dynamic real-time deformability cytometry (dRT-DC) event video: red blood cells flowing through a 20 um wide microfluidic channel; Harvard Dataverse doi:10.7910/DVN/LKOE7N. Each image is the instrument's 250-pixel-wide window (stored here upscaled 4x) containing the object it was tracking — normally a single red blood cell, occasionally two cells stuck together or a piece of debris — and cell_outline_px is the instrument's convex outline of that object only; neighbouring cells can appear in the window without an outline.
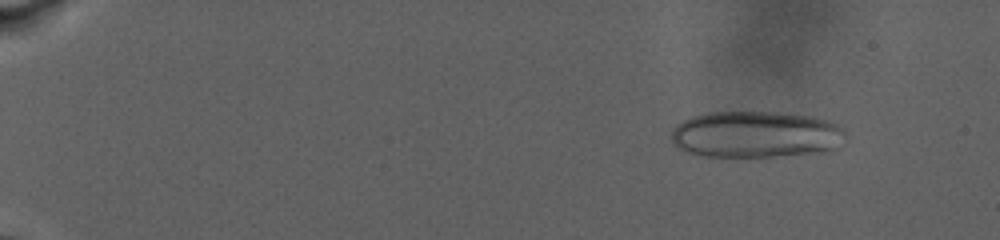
{"species": "human", "species_latin": "Homo sapiens", "temperature_condition": "warm", "stored_images_in_passage": 53, "camera_frame_rate_fps": 3000, "um_per_image_px": 0.085, "donor": {"sex": "male"}, "frame": {"image": 1, "passage_image": 12, "time_ms": 3.333, "image_size_px": [1000, 240], "cell_outline_px": [[848, 140], [844, 144], [828, 152], [772, 156], [704, 156], [688, 152], [676, 148], [672, 140], [672, 132], [676, 124], [692, 116], [708, 112], [776, 112], [808, 116], [828, 120], [840, 124], [844, 128]], "centroid_in_image_um": [64.32, 11.43], "position_along_channel_um": 20.7, "area_um2": 47.86}}
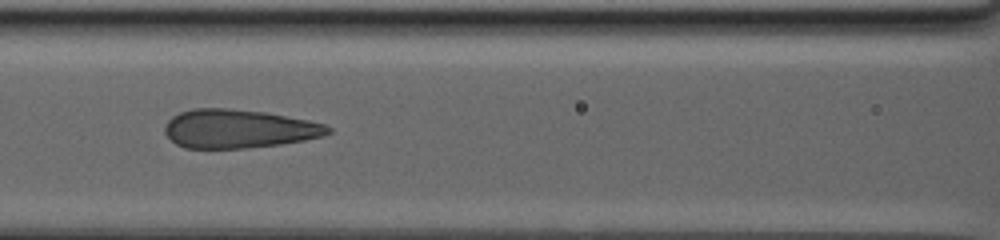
{"frame": {"image": 2, "passage_image": 47, "time_ms": 14.667, "image_size_px": [1000, 240], "cell_outline_px": [[332, 132], [324, 136], [304, 140], [280, 144], [244, 148], [184, 148], [176, 144], [164, 132], [164, 124], [172, 116], [180, 112], [192, 108], [228, 108], [264, 112], [308, 120], [324, 124], [332, 128]], "centroid_in_image_um": [20.27, 10.94], "position_along_channel_um": 146.3, "area_um2": 36.82}}
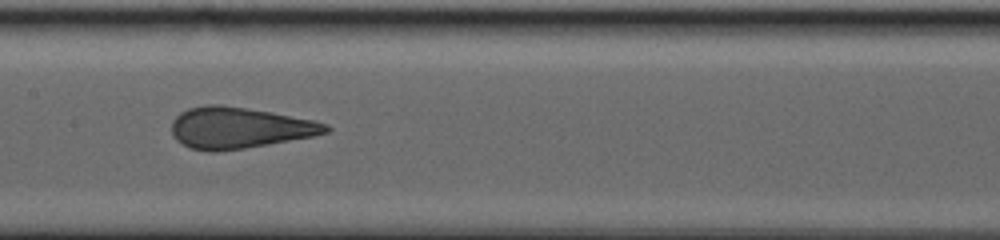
{"frame": {"image": 3, "passage_image": 52, "time_ms": 16.333, "image_size_px": [1000, 240], "cell_outline_px": [[332, 128], [328, 132], [312, 136], [268, 144], [244, 148], [216, 152], [208, 152], [188, 148], [176, 140], [172, 136], [172, 120], [180, 112], [188, 108], [204, 104], [220, 104], [272, 112], [312, 120], [328, 124]], "centroid_in_image_um": [20.28, 10.86], "position_along_channel_um": 187.1, "area_um2": 37.17}}